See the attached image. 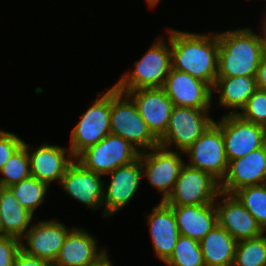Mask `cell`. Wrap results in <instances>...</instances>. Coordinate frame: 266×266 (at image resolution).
I'll return each mask as SVG.
<instances>
[{
    "mask_svg": "<svg viewBox=\"0 0 266 266\" xmlns=\"http://www.w3.org/2000/svg\"><path fill=\"white\" fill-rule=\"evenodd\" d=\"M146 219L155 255L165 262L171 256L180 235L175 214L169 205L160 202Z\"/></svg>",
    "mask_w": 266,
    "mask_h": 266,
    "instance_id": "cell-20",
    "label": "cell"
},
{
    "mask_svg": "<svg viewBox=\"0 0 266 266\" xmlns=\"http://www.w3.org/2000/svg\"><path fill=\"white\" fill-rule=\"evenodd\" d=\"M256 86L259 89L266 90V52L263 53L258 66Z\"/></svg>",
    "mask_w": 266,
    "mask_h": 266,
    "instance_id": "cell-35",
    "label": "cell"
},
{
    "mask_svg": "<svg viewBox=\"0 0 266 266\" xmlns=\"http://www.w3.org/2000/svg\"><path fill=\"white\" fill-rule=\"evenodd\" d=\"M220 182L211 174L184 164L169 197V206H195L215 203Z\"/></svg>",
    "mask_w": 266,
    "mask_h": 266,
    "instance_id": "cell-5",
    "label": "cell"
},
{
    "mask_svg": "<svg viewBox=\"0 0 266 266\" xmlns=\"http://www.w3.org/2000/svg\"><path fill=\"white\" fill-rule=\"evenodd\" d=\"M209 112V109L174 106L168 127L159 139V146L171 150L175 145L177 152H184L214 122V118L207 115Z\"/></svg>",
    "mask_w": 266,
    "mask_h": 266,
    "instance_id": "cell-6",
    "label": "cell"
},
{
    "mask_svg": "<svg viewBox=\"0 0 266 266\" xmlns=\"http://www.w3.org/2000/svg\"><path fill=\"white\" fill-rule=\"evenodd\" d=\"M237 114L246 121L266 127V90L257 88Z\"/></svg>",
    "mask_w": 266,
    "mask_h": 266,
    "instance_id": "cell-31",
    "label": "cell"
},
{
    "mask_svg": "<svg viewBox=\"0 0 266 266\" xmlns=\"http://www.w3.org/2000/svg\"><path fill=\"white\" fill-rule=\"evenodd\" d=\"M172 68L208 83L217 78L219 41L215 34H196L170 28Z\"/></svg>",
    "mask_w": 266,
    "mask_h": 266,
    "instance_id": "cell-1",
    "label": "cell"
},
{
    "mask_svg": "<svg viewBox=\"0 0 266 266\" xmlns=\"http://www.w3.org/2000/svg\"><path fill=\"white\" fill-rule=\"evenodd\" d=\"M164 263L167 266H205L200 242L179 235L171 256Z\"/></svg>",
    "mask_w": 266,
    "mask_h": 266,
    "instance_id": "cell-30",
    "label": "cell"
},
{
    "mask_svg": "<svg viewBox=\"0 0 266 266\" xmlns=\"http://www.w3.org/2000/svg\"><path fill=\"white\" fill-rule=\"evenodd\" d=\"M105 249H98L97 240L83 228L68 233L54 266H84L97 259Z\"/></svg>",
    "mask_w": 266,
    "mask_h": 266,
    "instance_id": "cell-22",
    "label": "cell"
},
{
    "mask_svg": "<svg viewBox=\"0 0 266 266\" xmlns=\"http://www.w3.org/2000/svg\"><path fill=\"white\" fill-rule=\"evenodd\" d=\"M265 20H264V24H263V36L262 35H260L259 34V36H260V39H261V41H262V44H263V49H264V52H266V18H264Z\"/></svg>",
    "mask_w": 266,
    "mask_h": 266,
    "instance_id": "cell-37",
    "label": "cell"
},
{
    "mask_svg": "<svg viewBox=\"0 0 266 266\" xmlns=\"http://www.w3.org/2000/svg\"><path fill=\"white\" fill-rule=\"evenodd\" d=\"M26 149L31 176L47 183L49 186L53 181L57 180L60 184L68 167L74 162L73 159H75L70 150L58 145L43 143L37 149L32 150L26 143Z\"/></svg>",
    "mask_w": 266,
    "mask_h": 266,
    "instance_id": "cell-19",
    "label": "cell"
},
{
    "mask_svg": "<svg viewBox=\"0 0 266 266\" xmlns=\"http://www.w3.org/2000/svg\"><path fill=\"white\" fill-rule=\"evenodd\" d=\"M14 266H54L53 263L31 256L20 249L15 257Z\"/></svg>",
    "mask_w": 266,
    "mask_h": 266,
    "instance_id": "cell-34",
    "label": "cell"
},
{
    "mask_svg": "<svg viewBox=\"0 0 266 266\" xmlns=\"http://www.w3.org/2000/svg\"><path fill=\"white\" fill-rule=\"evenodd\" d=\"M49 187L47 183L30 176L12 185L9 189L19 204L34 215V211L44 202Z\"/></svg>",
    "mask_w": 266,
    "mask_h": 266,
    "instance_id": "cell-26",
    "label": "cell"
},
{
    "mask_svg": "<svg viewBox=\"0 0 266 266\" xmlns=\"http://www.w3.org/2000/svg\"><path fill=\"white\" fill-rule=\"evenodd\" d=\"M233 266H266V234L238 241Z\"/></svg>",
    "mask_w": 266,
    "mask_h": 266,
    "instance_id": "cell-29",
    "label": "cell"
},
{
    "mask_svg": "<svg viewBox=\"0 0 266 266\" xmlns=\"http://www.w3.org/2000/svg\"><path fill=\"white\" fill-rule=\"evenodd\" d=\"M139 110L140 116L151 133L159 140L165 133L174 104L162 87L128 91Z\"/></svg>",
    "mask_w": 266,
    "mask_h": 266,
    "instance_id": "cell-16",
    "label": "cell"
},
{
    "mask_svg": "<svg viewBox=\"0 0 266 266\" xmlns=\"http://www.w3.org/2000/svg\"><path fill=\"white\" fill-rule=\"evenodd\" d=\"M168 43L164 38L158 37L149 47L148 51L135 62V69L120 75L114 87L121 92L163 87L166 77L172 68L170 29H168Z\"/></svg>",
    "mask_w": 266,
    "mask_h": 266,
    "instance_id": "cell-4",
    "label": "cell"
},
{
    "mask_svg": "<svg viewBox=\"0 0 266 266\" xmlns=\"http://www.w3.org/2000/svg\"><path fill=\"white\" fill-rule=\"evenodd\" d=\"M3 236V229H2V221H1V214H0V237Z\"/></svg>",
    "mask_w": 266,
    "mask_h": 266,
    "instance_id": "cell-39",
    "label": "cell"
},
{
    "mask_svg": "<svg viewBox=\"0 0 266 266\" xmlns=\"http://www.w3.org/2000/svg\"><path fill=\"white\" fill-rule=\"evenodd\" d=\"M147 1V3L149 4V7H154L155 5H157L158 4V2L160 1V0H146Z\"/></svg>",
    "mask_w": 266,
    "mask_h": 266,
    "instance_id": "cell-38",
    "label": "cell"
},
{
    "mask_svg": "<svg viewBox=\"0 0 266 266\" xmlns=\"http://www.w3.org/2000/svg\"><path fill=\"white\" fill-rule=\"evenodd\" d=\"M0 214L3 236L21 239L31 227L33 214L22 207L9 188L0 187Z\"/></svg>",
    "mask_w": 266,
    "mask_h": 266,
    "instance_id": "cell-25",
    "label": "cell"
},
{
    "mask_svg": "<svg viewBox=\"0 0 266 266\" xmlns=\"http://www.w3.org/2000/svg\"><path fill=\"white\" fill-rule=\"evenodd\" d=\"M183 153L158 146L139 154L142 176H146L151 186L163 194L161 202L171 194L180 170L186 163L180 155Z\"/></svg>",
    "mask_w": 266,
    "mask_h": 266,
    "instance_id": "cell-11",
    "label": "cell"
},
{
    "mask_svg": "<svg viewBox=\"0 0 266 266\" xmlns=\"http://www.w3.org/2000/svg\"><path fill=\"white\" fill-rule=\"evenodd\" d=\"M215 207L218 225L224 228L237 242L256 238L265 233L253 215L234 194L221 191L215 201Z\"/></svg>",
    "mask_w": 266,
    "mask_h": 266,
    "instance_id": "cell-14",
    "label": "cell"
},
{
    "mask_svg": "<svg viewBox=\"0 0 266 266\" xmlns=\"http://www.w3.org/2000/svg\"><path fill=\"white\" fill-rule=\"evenodd\" d=\"M237 241L218 224L200 241L205 266H233Z\"/></svg>",
    "mask_w": 266,
    "mask_h": 266,
    "instance_id": "cell-24",
    "label": "cell"
},
{
    "mask_svg": "<svg viewBox=\"0 0 266 266\" xmlns=\"http://www.w3.org/2000/svg\"><path fill=\"white\" fill-rule=\"evenodd\" d=\"M84 266H113L110 259L109 255L107 253V249L105 248V251L93 262L88 263Z\"/></svg>",
    "mask_w": 266,
    "mask_h": 266,
    "instance_id": "cell-36",
    "label": "cell"
},
{
    "mask_svg": "<svg viewBox=\"0 0 266 266\" xmlns=\"http://www.w3.org/2000/svg\"><path fill=\"white\" fill-rule=\"evenodd\" d=\"M214 121L222 130L228 163L262 147L266 143V127L249 122L238 114H225Z\"/></svg>",
    "mask_w": 266,
    "mask_h": 266,
    "instance_id": "cell-10",
    "label": "cell"
},
{
    "mask_svg": "<svg viewBox=\"0 0 266 266\" xmlns=\"http://www.w3.org/2000/svg\"><path fill=\"white\" fill-rule=\"evenodd\" d=\"M256 89V76L217 77L212 92L219 93L220 107L231 109L229 114H237Z\"/></svg>",
    "mask_w": 266,
    "mask_h": 266,
    "instance_id": "cell-23",
    "label": "cell"
},
{
    "mask_svg": "<svg viewBox=\"0 0 266 266\" xmlns=\"http://www.w3.org/2000/svg\"><path fill=\"white\" fill-rule=\"evenodd\" d=\"M217 77L256 76L264 53L259 34L250 28L218 32Z\"/></svg>",
    "mask_w": 266,
    "mask_h": 266,
    "instance_id": "cell-2",
    "label": "cell"
},
{
    "mask_svg": "<svg viewBox=\"0 0 266 266\" xmlns=\"http://www.w3.org/2000/svg\"><path fill=\"white\" fill-rule=\"evenodd\" d=\"M263 183H266V143L228 163L227 174L220 183V190L233 194L242 187Z\"/></svg>",
    "mask_w": 266,
    "mask_h": 266,
    "instance_id": "cell-17",
    "label": "cell"
},
{
    "mask_svg": "<svg viewBox=\"0 0 266 266\" xmlns=\"http://www.w3.org/2000/svg\"><path fill=\"white\" fill-rule=\"evenodd\" d=\"M37 221L20 239V247L31 256L54 263L72 229L56 219ZM22 240H25V243Z\"/></svg>",
    "mask_w": 266,
    "mask_h": 266,
    "instance_id": "cell-13",
    "label": "cell"
},
{
    "mask_svg": "<svg viewBox=\"0 0 266 266\" xmlns=\"http://www.w3.org/2000/svg\"><path fill=\"white\" fill-rule=\"evenodd\" d=\"M110 183L103 184V217L109 218L129 204L138 191L142 176L141 159L119 166L108 173Z\"/></svg>",
    "mask_w": 266,
    "mask_h": 266,
    "instance_id": "cell-12",
    "label": "cell"
},
{
    "mask_svg": "<svg viewBox=\"0 0 266 266\" xmlns=\"http://www.w3.org/2000/svg\"><path fill=\"white\" fill-rule=\"evenodd\" d=\"M0 187L9 188L31 176L26 142L14 152L0 170Z\"/></svg>",
    "mask_w": 266,
    "mask_h": 266,
    "instance_id": "cell-28",
    "label": "cell"
},
{
    "mask_svg": "<svg viewBox=\"0 0 266 266\" xmlns=\"http://www.w3.org/2000/svg\"><path fill=\"white\" fill-rule=\"evenodd\" d=\"M174 106L210 109L212 87L190 74L171 68L162 87Z\"/></svg>",
    "mask_w": 266,
    "mask_h": 266,
    "instance_id": "cell-15",
    "label": "cell"
},
{
    "mask_svg": "<svg viewBox=\"0 0 266 266\" xmlns=\"http://www.w3.org/2000/svg\"><path fill=\"white\" fill-rule=\"evenodd\" d=\"M101 174L85 169L78 161L68 167L61 179L60 185L66 193L88 206L92 210L103 206V184Z\"/></svg>",
    "mask_w": 266,
    "mask_h": 266,
    "instance_id": "cell-18",
    "label": "cell"
},
{
    "mask_svg": "<svg viewBox=\"0 0 266 266\" xmlns=\"http://www.w3.org/2000/svg\"><path fill=\"white\" fill-rule=\"evenodd\" d=\"M179 234L200 242L217 224L215 203L195 206H170Z\"/></svg>",
    "mask_w": 266,
    "mask_h": 266,
    "instance_id": "cell-21",
    "label": "cell"
},
{
    "mask_svg": "<svg viewBox=\"0 0 266 266\" xmlns=\"http://www.w3.org/2000/svg\"><path fill=\"white\" fill-rule=\"evenodd\" d=\"M110 125L111 134L128 141L140 153L159 146L133 99L114 86L110 88Z\"/></svg>",
    "mask_w": 266,
    "mask_h": 266,
    "instance_id": "cell-3",
    "label": "cell"
},
{
    "mask_svg": "<svg viewBox=\"0 0 266 266\" xmlns=\"http://www.w3.org/2000/svg\"><path fill=\"white\" fill-rule=\"evenodd\" d=\"M183 155H189L187 165L211 174L220 183L228 170V160L221 128L213 122L207 130L188 148Z\"/></svg>",
    "mask_w": 266,
    "mask_h": 266,
    "instance_id": "cell-9",
    "label": "cell"
},
{
    "mask_svg": "<svg viewBox=\"0 0 266 266\" xmlns=\"http://www.w3.org/2000/svg\"><path fill=\"white\" fill-rule=\"evenodd\" d=\"M266 233V183L245 186L233 193Z\"/></svg>",
    "mask_w": 266,
    "mask_h": 266,
    "instance_id": "cell-27",
    "label": "cell"
},
{
    "mask_svg": "<svg viewBox=\"0 0 266 266\" xmlns=\"http://www.w3.org/2000/svg\"><path fill=\"white\" fill-rule=\"evenodd\" d=\"M23 143L14 133L0 129V170Z\"/></svg>",
    "mask_w": 266,
    "mask_h": 266,
    "instance_id": "cell-32",
    "label": "cell"
},
{
    "mask_svg": "<svg viewBox=\"0 0 266 266\" xmlns=\"http://www.w3.org/2000/svg\"><path fill=\"white\" fill-rule=\"evenodd\" d=\"M20 243L21 240L13 236L0 237V266H14Z\"/></svg>",
    "mask_w": 266,
    "mask_h": 266,
    "instance_id": "cell-33",
    "label": "cell"
},
{
    "mask_svg": "<svg viewBox=\"0 0 266 266\" xmlns=\"http://www.w3.org/2000/svg\"><path fill=\"white\" fill-rule=\"evenodd\" d=\"M92 106L81 115L72 129L69 150L76 158L82 151L97 144L111 133L110 89L98 94Z\"/></svg>",
    "mask_w": 266,
    "mask_h": 266,
    "instance_id": "cell-8",
    "label": "cell"
},
{
    "mask_svg": "<svg viewBox=\"0 0 266 266\" xmlns=\"http://www.w3.org/2000/svg\"><path fill=\"white\" fill-rule=\"evenodd\" d=\"M139 154L128 141L110 133L97 144L82 151L75 160L87 170L106 175L119 166L135 161Z\"/></svg>",
    "mask_w": 266,
    "mask_h": 266,
    "instance_id": "cell-7",
    "label": "cell"
}]
</instances>
